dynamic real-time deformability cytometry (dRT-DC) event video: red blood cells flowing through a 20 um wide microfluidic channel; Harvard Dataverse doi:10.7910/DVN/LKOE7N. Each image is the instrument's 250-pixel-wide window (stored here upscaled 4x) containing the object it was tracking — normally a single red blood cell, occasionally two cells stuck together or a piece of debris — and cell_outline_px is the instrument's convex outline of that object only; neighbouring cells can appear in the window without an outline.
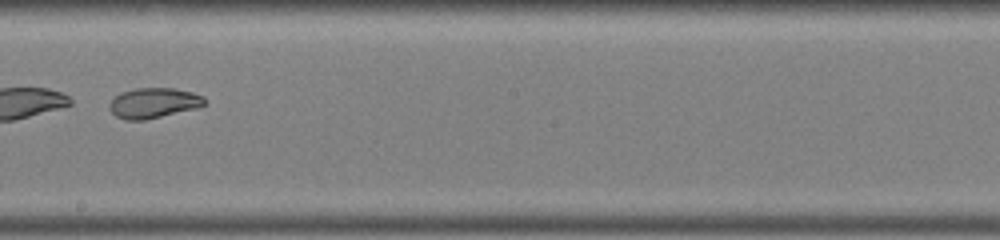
{"species": "common noctule bat (a hibernating species)", "species_latin": "Nyctalus noctula", "temperature_condition": "warm", "stored_images_in_passage": 51, "camera_frame_rate_fps": 3000, "um_per_image_px": 0.085, "animal": {"sex": "male", "body_mass_g": 19.0, "forearm_length_mm": 50.8}, "frame": {"image": 1, "passage_image": 30, "time_ms": 9.667, "image_size_px": [1000, 240], "cell_outline_px": [[208, 104], [196, 108], [144, 120], [124, 120], [116, 116], [108, 108], [108, 104], [112, 96], [120, 92], [136, 88], [172, 88], [192, 92], [204, 96], [208, 100]], "centroid_in_image_um": [13.04, 8.74], "position_along_channel_um": 235.2, "area_um2": 17.05}}